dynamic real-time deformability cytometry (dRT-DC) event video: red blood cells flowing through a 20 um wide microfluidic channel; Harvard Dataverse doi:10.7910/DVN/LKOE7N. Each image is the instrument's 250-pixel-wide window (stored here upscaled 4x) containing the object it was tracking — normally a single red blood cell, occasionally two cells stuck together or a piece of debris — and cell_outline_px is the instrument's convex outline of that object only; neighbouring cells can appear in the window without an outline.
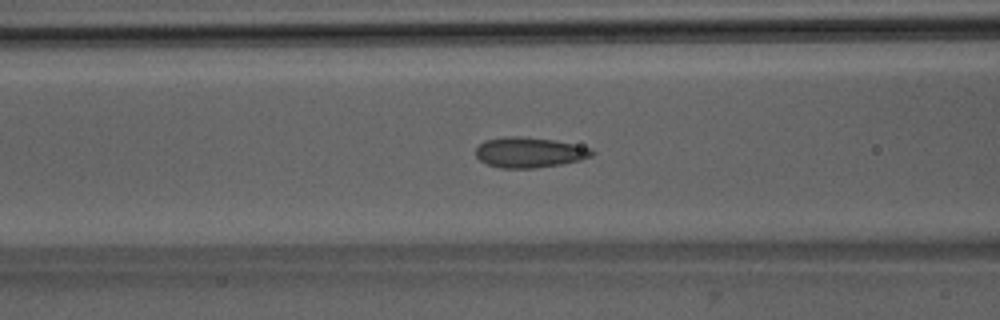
{"species": "Egyptian fruit bat (a non-hibernating species)", "species_latin": "Rousettus aegyptiacus", "temperature_condition": "room temperature", "stored_images_in_passage": 51, "camera_frame_rate_fps": 3000, "um_per_image_px": 0.085, "animal": {"sex": "male"}, "frame": {"image": 1, "passage_image": 21, "time_ms": 6.667, "image_size_px": [1000, 320], "cell_outline_px": [[596, 152], [592, 156], [580, 160], [560, 164], [536, 168], [500, 168], [488, 164], [480, 160], [476, 156], [476, 148], [484, 140], [504, 136], [520, 136], [552, 140], [592, 148]], "centroid_in_image_um": [44.99, 12.95], "position_along_channel_um": 121.6, "area_um2": 20.52}}
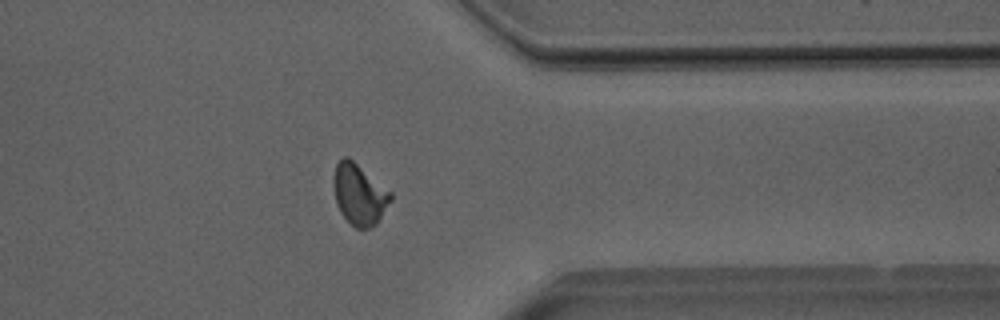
{"frame": {"image": 2, "passage_image": 41, "time_ms": 13.333, "image_size_px": [1000, 320], "cell_outline_px": [[392, 200], [376, 224], [372, 228], [356, 228], [340, 212], [336, 204], [336, 164], [344, 156], [348, 156], [392, 192]], "centroid_in_image_um": [30.6, 16.54], "position_along_channel_um": 380.8, "area_um2": 19.77}}
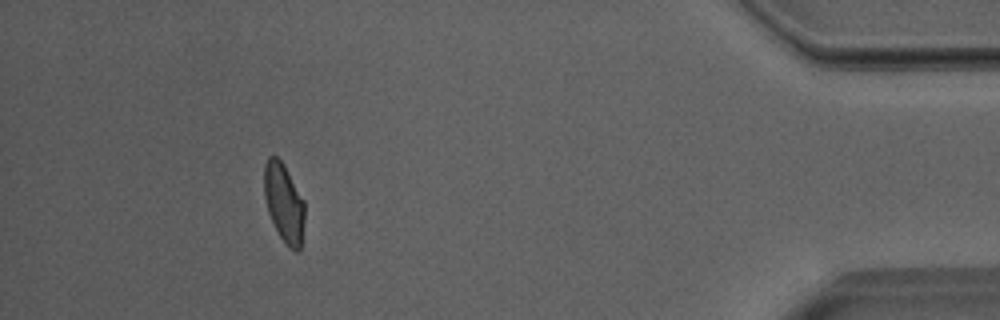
{"frame": {"image": 3, "passage_image": 47, "time_ms": 15.333, "image_size_px": [1000, 320], "cell_outline_px": [[304, 220], [300, 252], [296, 252], [288, 248], [284, 244], [268, 212], [264, 196], [264, 164], [268, 156], [276, 156], [284, 164], [304, 200]], "centroid_in_image_um": [24.14, 17.25], "position_along_channel_um": 411.1, "area_um2": 18.73}, "authors_computed_cell_mechanics": {"area_um2": 19.8254, "velocity_mm_per_s": 4.0173, "shape_relaxation_time_tau1_ms": 8.1999, "shape_relaxation_time_tau2_ms": 0.9241, "deformation_change_tau1": 0.1624, "deformation_change_tau2": 0.053}}